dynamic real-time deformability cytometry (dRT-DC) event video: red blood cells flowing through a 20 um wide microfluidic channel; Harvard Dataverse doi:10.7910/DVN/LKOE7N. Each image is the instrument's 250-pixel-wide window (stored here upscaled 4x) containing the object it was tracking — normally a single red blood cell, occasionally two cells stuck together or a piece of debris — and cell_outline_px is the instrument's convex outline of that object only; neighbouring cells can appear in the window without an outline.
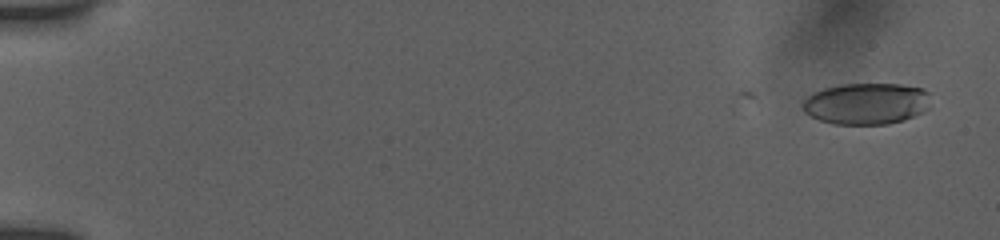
{"species": "human", "species_latin": "Homo sapiens", "temperature_condition": "room temperature", "stored_images_in_passage": 18, "camera_frame_rate_fps": 3000, "um_per_image_px": 0.085, "donor": {"sex": "female"}, "frame": {"image": 1, "passage_image": 3, "time_ms": 0.667, "image_size_px": [1000, 240], "cell_outline_px": [[928, 108], [924, 112], [904, 120], [888, 124], [832, 124], [820, 120], [804, 112], [804, 100], [812, 92], [824, 88], [840, 84], [900, 84], [924, 88], [928, 92]], "centroid_in_image_um": [73.65, 8.8], "position_along_channel_um": 11.3, "area_um2": 30.98}}